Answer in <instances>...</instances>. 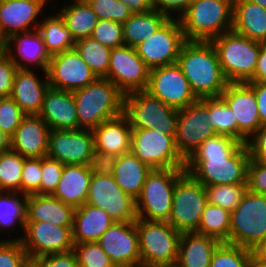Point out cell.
I'll return each instance as SVG.
<instances>
[{
	"instance_id": "obj_18",
	"label": "cell",
	"mask_w": 266,
	"mask_h": 267,
	"mask_svg": "<svg viewBox=\"0 0 266 267\" xmlns=\"http://www.w3.org/2000/svg\"><path fill=\"white\" fill-rule=\"evenodd\" d=\"M94 151L89 129L50 130L47 156L64 165H89Z\"/></svg>"
},
{
	"instance_id": "obj_47",
	"label": "cell",
	"mask_w": 266,
	"mask_h": 267,
	"mask_svg": "<svg viewBox=\"0 0 266 267\" xmlns=\"http://www.w3.org/2000/svg\"><path fill=\"white\" fill-rule=\"evenodd\" d=\"M90 37L111 49L125 45L122 24L112 20L99 19Z\"/></svg>"
},
{
	"instance_id": "obj_8",
	"label": "cell",
	"mask_w": 266,
	"mask_h": 267,
	"mask_svg": "<svg viewBox=\"0 0 266 267\" xmlns=\"http://www.w3.org/2000/svg\"><path fill=\"white\" fill-rule=\"evenodd\" d=\"M183 172L184 168L152 169L136 199L137 218L168 221L176 180Z\"/></svg>"
},
{
	"instance_id": "obj_58",
	"label": "cell",
	"mask_w": 266,
	"mask_h": 267,
	"mask_svg": "<svg viewBox=\"0 0 266 267\" xmlns=\"http://www.w3.org/2000/svg\"><path fill=\"white\" fill-rule=\"evenodd\" d=\"M255 93L261 124H266V83L246 82Z\"/></svg>"
},
{
	"instance_id": "obj_9",
	"label": "cell",
	"mask_w": 266,
	"mask_h": 267,
	"mask_svg": "<svg viewBox=\"0 0 266 267\" xmlns=\"http://www.w3.org/2000/svg\"><path fill=\"white\" fill-rule=\"evenodd\" d=\"M139 251L142 267H155L177 261L181 232L167 221L137 218Z\"/></svg>"
},
{
	"instance_id": "obj_4",
	"label": "cell",
	"mask_w": 266,
	"mask_h": 267,
	"mask_svg": "<svg viewBox=\"0 0 266 267\" xmlns=\"http://www.w3.org/2000/svg\"><path fill=\"white\" fill-rule=\"evenodd\" d=\"M222 72L229 83L248 82L257 66L260 42L237 34L233 30L210 40Z\"/></svg>"
},
{
	"instance_id": "obj_61",
	"label": "cell",
	"mask_w": 266,
	"mask_h": 267,
	"mask_svg": "<svg viewBox=\"0 0 266 267\" xmlns=\"http://www.w3.org/2000/svg\"><path fill=\"white\" fill-rule=\"evenodd\" d=\"M9 37L5 34L0 25V55H6L8 50Z\"/></svg>"
},
{
	"instance_id": "obj_6",
	"label": "cell",
	"mask_w": 266,
	"mask_h": 267,
	"mask_svg": "<svg viewBox=\"0 0 266 267\" xmlns=\"http://www.w3.org/2000/svg\"><path fill=\"white\" fill-rule=\"evenodd\" d=\"M266 242V196L247 190L230 214L229 243L255 251Z\"/></svg>"
},
{
	"instance_id": "obj_30",
	"label": "cell",
	"mask_w": 266,
	"mask_h": 267,
	"mask_svg": "<svg viewBox=\"0 0 266 267\" xmlns=\"http://www.w3.org/2000/svg\"><path fill=\"white\" fill-rule=\"evenodd\" d=\"M92 175L89 165H64L52 195L76 209L86 203Z\"/></svg>"
},
{
	"instance_id": "obj_35",
	"label": "cell",
	"mask_w": 266,
	"mask_h": 267,
	"mask_svg": "<svg viewBox=\"0 0 266 267\" xmlns=\"http://www.w3.org/2000/svg\"><path fill=\"white\" fill-rule=\"evenodd\" d=\"M33 26L41 35L45 49L50 57L75 47L76 41L59 13L46 17L41 23Z\"/></svg>"
},
{
	"instance_id": "obj_54",
	"label": "cell",
	"mask_w": 266,
	"mask_h": 267,
	"mask_svg": "<svg viewBox=\"0 0 266 267\" xmlns=\"http://www.w3.org/2000/svg\"><path fill=\"white\" fill-rule=\"evenodd\" d=\"M38 267H78L74 250L59 252L32 259Z\"/></svg>"
},
{
	"instance_id": "obj_45",
	"label": "cell",
	"mask_w": 266,
	"mask_h": 267,
	"mask_svg": "<svg viewBox=\"0 0 266 267\" xmlns=\"http://www.w3.org/2000/svg\"><path fill=\"white\" fill-rule=\"evenodd\" d=\"M78 267H116L97 242L74 244Z\"/></svg>"
},
{
	"instance_id": "obj_38",
	"label": "cell",
	"mask_w": 266,
	"mask_h": 267,
	"mask_svg": "<svg viewBox=\"0 0 266 267\" xmlns=\"http://www.w3.org/2000/svg\"><path fill=\"white\" fill-rule=\"evenodd\" d=\"M230 214L220 206L207 203L196 233L229 243Z\"/></svg>"
},
{
	"instance_id": "obj_50",
	"label": "cell",
	"mask_w": 266,
	"mask_h": 267,
	"mask_svg": "<svg viewBox=\"0 0 266 267\" xmlns=\"http://www.w3.org/2000/svg\"><path fill=\"white\" fill-rule=\"evenodd\" d=\"M41 158H25L21 175V194L40 195Z\"/></svg>"
},
{
	"instance_id": "obj_7",
	"label": "cell",
	"mask_w": 266,
	"mask_h": 267,
	"mask_svg": "<svg viewBox=\"0 0 266 267\" xmlns=\"http://www.w3.org/2000/svg\"><path fill=\"white\" fill-rule=\"evenodd\" d=\"M123 114L132 129H152L176 138L178 109L165 104L146 90L124 95Z\"/></svg>"
},
{
	"instance_id": "obj_1",
	"label": "cell",
	"mask_w": 266,
	"mask_h": 267,
	"mask_svg": "<svg viewBox=\"0 0 266 267\" xmlns=\"http://www.w3.org/2000/svg\"><path fill=\"white\" fill-rule=\"evenodd\" d=\"M176 63L197 99L220 97L229 83L211 41L186 40Z\"/></svg>"
},
{
	"instance_id": "obj_14",
	"label": "cell",
	"mask_w": 266,
	"mask_h": 267,
	"mask_svg": "<svg viewBox=\"0 0 266 267\" xmlns=\"http://www.w3.org/2000/svg\"><path fill=\"white\" fill-rule=\"evenodd\" d=\"M150 68L138 55L135 48L127 45L112 48L106 78L124 94L146 90Z\"/></svg>"
},
{
	"instance_id": "obj_62",
	"label": "cell",
	"mask_w": 266,
	"mask_h": 267,
	"mask_svg": "<svg viewBox=\"0 0 266 267\" xmlns=\"http://www.w3.org/2000/svg\"><path fill=\"white\" fill-rule=\"evenodd\" d=\"M10 149V138L0 130V153Z\"/></svg>"
},
{
	"instance_id": "obj_46",
	"label": "cell",
	"mask_w": 266,
	"mask_h": 267,
	"mask_svg": "<svg viewBox=\"0 0 266 267\" xmlns=\"http://www.w3.org/2000/svg\"><path fill=\"white\" fill-rule=\"evenodd\" d=\"M100 20L123 24L133 12L121 0H85Z\"/></svg>"
},
{
	"instance_id": "obj_56",
	"label": "cell",
	"mask_w": 266,
	"mask_h": 267,
	"mask_svg": "<svg viewBox=\"0 0 266 267\" xmlns=\"http://www.w3.org/2000/svg\"><path fill=\"white\" fill-rule=\"evenodd\" d=\"M246 145L252 159L259 163H266V124L261 125Z\"/></svg>"
},
{
	"instance_id": "obj_66",
	"label": "cell",
	"mask_w": 266,
	"mask_h": 267,
	"mask_svg": "<svg viewBox=\"0 0 266 267\" xmlns=\"http://www.w3.org/2000/svg\"><path fill=\"white\" fill-rule=\"evenodd\" d=\"M21 267H38V265L31 258H28Z\"/></svg>"
},
{
	"instance_id": "obj_48",
	"label": "cell",
	"mask_w": 266,
	"mask_h": 267,
	"mask_svg": "<svg viewBox=\"0 0 266 267\" xmlns=\"http://www.w3.org/2000/svg\"><path fill=\"white\" fill-rule=\"evenodd\" d=\"M26 116L11 96L0 97V130L11 138Z\"/></svg>"
},
{
	"instance_id": "obj_52",
	"label": "cell",
	"mask_w": 266,
	"mask_h": 267,
	"mask_svg": "<svg viewBox=\"0 0 266 267\" xmlns=\"http://www.w3.org/2000/svg\"><path fill=\"white\" fill-rule=\"evenodd\" d=\"M247 188L253 193L266 196V163L250 159L248 164Z\"/></svg>"
},
{
	"instance_id": "obj_53",
	"label": "cell",
	"mask_w": 266,
	"mask_h": 267,
	"mask_svg": "<svg viewBox=\"0 0 266 267\" xmlns=\"http://www.w3.org/2000/svg\"><path fill=\"white\" fill-rule=\"evenodd\" d=\"M17 70L16 63L7 54L0 55V97L11 95Z\"/></svg>"
},
{
	"instance_id": "obj_10",
	"label": "cell",
	"mask_w": 266,
	"mask_h": 267,
	"mask_svg": "<svg viewBox=\"0 0 266 267\" xmlns=\"http://www.w3.org/2000/svg\"><path fill=\"white\" fill-rule=\"evenodd\" d=\"M207 203L204 185L184 171L176 180L167 222L181 233L196 232Z\"/></svg>"
},
{
	"instance_id": "obj_21",
	"label": "cell",
	"mask_w": 266,
	"mask_h": 267,
	"mask_svg": "<svg viewBox=\"0 0 266 267\" xmlns=\"http://www.w3.org/2000/svg\"><path fill=\"white\" fill-rule=\"evenodd\" d=\"M220 97L237 120V140L246 144L261 127L254 90L246 83H228Z\"/></svg>"
},
{
	"instance_id": "obj_55",
	"label": "cell",
	"mask_w": 266,
	"mask_h": 267,
	"mask_svg": "<svg viewBox=\"0 0 266 267\" xmlns=\"http://www.w3.org/2000/svg\"><path fill=\"white\" fill-rule=\"evenodd\" d=\"M118 156L101 151H94L89 164L92 174L113 176Z\"/></svg>"
},
{
	"instance_id": "obj_36",
	"label": "cell",
	"mask_w": 266,
	"mask_h": 267,
	"mask_svg": "<svg viewBox=\"0 0 266 267\" xmlns=\"http://www.w3.org/2000/svg\"><path fill=\"white\" fill-rule=\"evenodd\" d=\"M75 41L91 36L99 18L86 1L73 2L58 12Z\"/></svg>"
},
{
	"instance_id": "obj_60",
	"label": "cell",
	"mask_w": 266,
	"mask_h": 267,
	"mask_svg": "<svg viewBox=\"0 0 266 267\" xmlns=\"http://www.w3.org/2000/svg\"><path fill=\"white\" fill-rule=\"evenodd\" d=\"M133 13H143L153 8L154 0H121Z\"/></svg>"
},
{
	"instance_id": "obj_39",
	"label": "cell",
	"mask_w": 266,
	"mask_h": 267,
	"mask_svg": "<svg viewBox=\"0 0 266 267\" xmlns=\"http://www.w3.org/2000/svg\"><path fill=\"white\" fill-rule=\"evenodd\" d=\"M74 48L98 78L107 77L111 48L102 45L91 37L77 40Z\"/></svg>"
},
{
	"instance_id": "obj_24",
	"label": "cell",
	"mask_w": 266,
	"mask_h": 267,
	"mask_svg": "<svg viewBox=\"0 0 266 267\" xmlns=\"http://www.w3.org/2000/svg\"><path fill=\"white\" fill-rule=\"evenodd\" d=\"M47 0H0V25L8 37L34 31L31 25L46 6ZM30 29V30H29Z\"/></svg>"
},
{
	"instance_id": "obj_49",
	"label": "cell",
	"mask_w": 266,
	"mask_h": 267,
	"mask_svg": "<svg viewBox=\"0 0 266 267\" xmlns=\"http://www.w3.org/2000/svg\"><path fill=\"white\" fill-rule=\"evenodd\" d=\"M64 164L57 159L44 156L41 158L40 195H52L62 176Z\"/></svg>"
},
{
	"instance_id": "obj_26",
	"label": "cell",
	"mask_w": 266,
	"mask_h": 267,
	"mask_svg": "<svg viewBox=\"0 0 266 267\" xmlns=\"http://www.w3.org/2000/svg\"><path fill=\"white\" fill-rule=\"evenodd\" d=\"M91 131L96 151L108 152L116 156L131 151L132 128L124 114L102 122Z\"/></svg>"
},
{
	"instance_id": "obj_69",
	"label": "cell",
	"mask_w": 266,
	"mask_h": 267,
	"mask_svg": "<svg viewBox=\"0 0 266 267\" xmlns=\"http://www.w3.org/2000/svg\"><path fill=\"white\" fill-rule=\"evenodd\" d=\"M262 44H263L264 46H266V39L262 42Z\"/></svg>"
},
{
	"instance_id": "obj_17",
	"label": "cell",
	"mask_w": 266,
	"mask_h": 267,
	"mask_svg": "<svg viewBox=\"0 0 266 267\" xmlns=\"http://www.w3.org/2000/svg\"><path fill=\"white\" fill-rule=\"evenodd\" d=\"M208 118L209 109L199 99L178 110L175 143L185 160L204 140L217 135Z\"/></svg>"
},
{
	"instance_id": "obj_33",
	"label": "cell",
	"mask_w": 266,
	"mask_h": 267,
	"mask_svg": "<svg viewBox=\"0 0 266 267\" xmlns=\"http://www.w3.org/2000/svg\"><path fill=\"white\" fill-rule=\"evenodd\" d=\"M151 171L152 169L148 165L130 151L118 156L113 177L119 187L136 200Z\"/></svg>"
},
{
	"instance_id": "obj_42",
	"label": "cell",
	"mask_w": 266,
	"mask_h": 267,
	"mask_svg": "<svg viewBox=\"0 0 266 267\" xmlns=\"http://www.w3.org/2000/svg\"><path fill=\"white\" fill-rule=\"evenodd\" d=\"M253 255L252 250L221 242L212 255L210 267H249Z\"/></svg>"
},
{
	"instance_id": "obj_19",
	"label": "cell",
	"mask_w": 266,
	"mask_h": 267,
	"mask_svg": "<svg viewBox=\"0 0 266 267\" xmlns=\"http://www.w3.org/2000/svg\"><path fill=\"white\" fill-rule=\"evenodd\" d=\"M46 73L50 87L68 92L83 88L97 78L75 48L51 56Z\"/></svg>"
},
{
	"instance_id": "obj_16",
	"label": "cell",
	"mask_w": 266,
	"mask_h": 267,
	"mask_svg": "<svg viewBox=\"0 0 266 267\" xmlns=\"http://www.w3.org/2000/svg\"><path fill=\"white\" fill-rule=\"evenodd\" d=\"M146 91L178 110L198 100L177 63L150 69Z\"/></svg>"
},
{
	"instance_id": "obj_41",
	"label": "cell",
	"mask_w": 266,
	"mask_h": 267,
	"mask_svg": "<svg viewBox=\"0 0 266 267\" xmlns=\"http://www.w3.org/2000/svg\"><path fill=\"white\" fill-rule=\"evenodd\" d=\"M25 158L12 149L0 153V191L21 193Z\"/></svg>"
},
{
	"instance_id": "obj_59",
	"label": "cell",
	"mask_w": 266,
	"mask_h": 267,
	"mask_svg": "<svg viewBox=\"0 0 266 267\" xmlns=\"http://www.w3.org/2000/svg\"><path fill=\"white\" fill-rule=\"evenodd\" d=\"M248 82L266 83V46H264L261 42L254 76Z\"/></svg>"
},
{
	"instance_id": "obj_15",
	"label": "cell",
	"mask_w": 266,
	"mask_h": 267,
	"mask_svg": "<svg viewBox=\"0 0 266 267\" xmlns=\"http://www.w3.org/2000/svg\"><path fill=\"white\" fill-rule=\"evenodd\" d=\"M73 227H63L49 222L26 221L21 240L29 258L67 252L73 249Z\"/></svg>"
},
{
	"instance_id": "obj_28",
	"label": "cell",
	"mask_w": 266,
	"mask_h": 267,
	"mask_svg": "<svg viewBox=\"0 0 266 267\" xmlns=\"http://www.w3.org/2000/svg\"><path fill=\"white\" fill-rule=\"evenodd\" d=\"M74 213V207L66 205L53 195H27L26 221L73 227Z\"/></svg>"
},
{
	"instance_id": "obj_32",
	"label": "cell",
	"mask_w": 266,
	"mask_h": 267,
	"mask_svg": "<svg viewBox=\"0 0 266 267\" xmlns=\"http://www.w3.org/2000/svg\"><path fill=\"white\" fill-rule=\"evenodd\" d=\"M221 242L196 232H183L177 262L183 267H210L212 255Z\"/></svg>"
},
{
	"instance_id": "obj_44",
	"label": "cell",
	"mask_w": 266,
	"mask_h": 267,
	"mask_svg": "<svg viewBox=\"0 0 266 267\" xmlns=\"http://www.w3.org/2000/svg\"><path fill=\"white\" fill-rule=\"evenodd\" d=\"M242 145L235 138L217 134L204 140L189 157L232 156Z\"/></svg>"
},
{
	"instance_id": "obj_63",
	"label": "cell",
	"mask_w": 266,
	"mask_h": 267,
	"mask_svg": "<svg viewBox=\"0 0 266 267\" xmlns=\"http://www.w3.org/2000/svg\"><path fill=\"white\" fill-rule=\"evenodd\" d=\"M254 255L266 265V242L254 251Z\"/></svg>"
},
{
	"instance_id": "obj_34",
	"label": "cell",
	"mask_w": 266,
	"mask_h": 267,
	"mask_svg": "<svg viewBox=\"0 0 266 267\" xmlns=\"http://www.w3.org/2000/svg\"><path fill=\"white\" fill-rule=\"evenodd\" d=\"M170 17L154 8L143 13H133L122 24L124 44L135 48L154 34Z\"/></svg>"
},
{
	"instance_id": "obj_67",
	"label": "cell",
	"mask_w": 266,
	"mask_h": 267,
	"mask_svg": "<svg viewBox=\"0 0 266 267\" xmlns=\"http://www.w3.org/2000/svg\"><path fill=\"white\" fill-rule=\"evenodd\" d=\"M247 1L258 4L262 6L263 8H266V0H247Z\"/></svg>"
},
{
	"instance_id": "obj_51",
	"label": "cell",
	"mask_w": 266,
	"mask_h": 267,
	"mask_svg": "<svg viewBox=\"0 0 266 267\" xmlns=\"http://www.w3.org/2000/svg\"><path fill=\"white\" fill-rule=\"evenodd\" d=\"M28 258L21 240H0V267H21Z\"/></svg>"
},
{
	"instance_id": "obj_37",
	"label": "cell",
	"mask_w": 266,
	"mask_h": 267,
	"mask_svg": "<svg viewBox=\"0 0 266 267\" xmlns=\"http://www.w3.org/2000/svg\"><path fill=\"white\" fill-rule=\"evenodd\" d=\"M19 192L0 191V229L8 230L11 228L14 231V226L17 224L21 229L25 230L26 225V210H27V195ZM21 199V200H20ZM17 223V224H16ZM11 227V228H10Z\"/></svg>"
},
{
	"instance_id": "obj_64",
	"label": "cell",
	"mask_w": 266,
	"mask_h": 267,
	"mask_svg": "<svg viewBox=\"0 0 266 267\" xmlns=\"http://www.w3.org/2000/svg\"><path fill=\"white\" fill-rule=\"evenodd\" d=\"M249 267H266V265H264L255 255H253Z\"/></svg>"
},
{
	"instance_id": "obj_5",
	"label": "cell",
	"mask_w": 266,
	"mask_h": 267,
	"mask_svg": "<svg viewBox=\"0 0 266 267\" xmlns=\"http://www.w3.org/2000/svg\"><path fill=\"white\" fill-rule=\"evenodd\" d=\"M250 159L243 144L232 156L188 157L184 171L204 186L247 183Z\"/></svg>"
},
{
	"instance_id": "obj_11",
	"label": "cell",
	"mask_w": 266,
	"mask_h": 267,
	"mask_svg": "<svg viewBox=\"0 0 266 267\" xmlns=\"http://www.w3.org/2000/svg\"><path fill=\"white\" fill-rule=\"evenodd\" d=\"M131 152L151 169L184 168L175 138L152 129H132Z\"/></svg>"
},
{
	"instance_id": "obj_31",
	"label": "cell",
	"mask_w": 266,
	"mask_h": 267,
	"mask_svg": "<svg viewBox=\"0 0 266 267\" xmlns=\"http://www.w3.org/2000/svg\"><path fill=\"white\" fill-rule=\"evenodd\" d=\"M232 30L262 43L266 39V8L247 0H233Z\"/></svg>"
},
{
	"instance_id": "obj_27",
	"label": "cell",
	"mask_w": 266,
	"mask_h": 267,
	"mask_svg": "<svg viewBox=\"0 0 266 267\" xmlns=\"http://www.w3.org/2000/svg\"><path fill=\"white\" fill-rule=\"evenodd\" d=\"M8 44L7 55L16 63L18 68L29 69L26 63L29 65L32 64V67L35 65L42 70L44 75L47 74L46 71L49 65L50 55L47 53L44 41L37 30L13 34L9 37ZM13 45L16 46L15 53L11 47ZM15 54H18L20 59Z\"/></svg>"
},
{
	"instance_id": "obj_68",
	"label": "cell",
	"mask_w": 266,
	"mask_h": 267,
	"mask_svg": "<svg viewBox=\"0 0 266 267\" xmlns=\"http://www.w3.org/2000/svg\"><path fill=\"white\" fill-rule=\"evenodd\" d=\"M74 2H83L85 0H73Z\"/></svg>"
},
{
	"instance_id": "obj_65",
	"label": "cell",
	"mask_w": 266,
	"mask_h": 267,
	"mask_svg": "<svg viewBox=\"0 0 266 267\" xmlns=\"http://www.w3.org/2000/svg\"><path fill=\"white\" fill-rule=\"evenodd\" d=\"M155 267H183L181 266L177 261L176 262H172V263H163V264H159Z\"/></svg>"
},
{
	"instance_id": "obj_29",
	"label": "cell",
	"mask_w": 266,
	"mask_h": 267,
	"mask_svg": "<svg viewBox=\"0 0 266 267\" xmlns=\"http://www.w3.org/2000/svg\"><path fill=\"white\" fill-rule=\"evenodd\" d=\"M114 222L115 220L102 208L83 204L75 209L73 243L97 242Z\"/></svg>"
},
{
	"instance_id": "obj_43",
	"label": "cell",
	"mask_w": 266,
	"mask_h": 267,
	"mask_svg": "<svg viewBox=\"0 0 266 267\" xmlns=\"http://www.w3.org/2000/svg\"><path fill=\"white\" fill-rule=\"evenodd\" d=\"M207 202L232 212L248 190L247 183L204 186Z\"/></svg>"
},
{
	"instance_id": "obj_22",
	"label": "cell",
	"mask_w": 266,
	"mask_h": 267,
	"mask_svg": "<svg viewBox=\"0 0 266 267\" xmlns=\"http://www.w3.org/2000/svg\"><path fill=\"white\" fill-rule=\"evenodd\" d=\"M50 130L39 115H26L10 138V149L26 158L47 156Z\"/></svg>"
},
{
	"instance_id": "obj_20",
	"label": "cell",
	"mask_w": 266,
	"mask_h": 267,
	"mask_svg": "<svg viewBox=\"0 0 266 267\" xmlns=\"http://www.w3.org/2000/svg\"><path fill=\"white\" fill-rule=\"evenodd\" d=\"M97 243L116 267H140L136 221H115Z\"/></svg>"
},
{
	"instance_id": "obj_13",
	"label": "cell",
	"mask_w": 266,
	"mask_h": 267,
	"mask_svg": "<svg viewBox=\"0 0 266 267\" xmlns=\"http://www.w3.org/2000/svg\"><path fill=\"white\" fill-rule=\"evenodd\" d=\"M86 204L102 208L117 222L137 220L136 200L119 187L113 176L92 175Z\"/></svg>"
},
{
	"instance_id": "obj_25",
	"label": "cell",
	"mask_w": 266,
	"mask_h": 267,
	"mask_svg": "<svg viewBox=\"0 0 266 267\" xmlns=\"http://www.w3.org/2000/svg\"><path fill=\"white\" fill-rule=\"evenodd\" d=\"M40 81L32 69L18 68L14 77L11 97L26 115H38L41 111L46 91L50 87L47 74Z\"/></svg>"
},
{
	"instance_id": "obj_23",
	"label": "cell",
	"mask_w": 266,
	"mask_h": 267,
	"mask_svg": "<svg viewBox=\"0 0 266 267\" xmlns=\"http://www.w3.org/2000/svg\"><path fill=\"white\" fill-rule=\"evenodd\" d=\"M38 115L50 129H78L76 102L72 92L49 87Z\"/></svg>"
},
{
	"instance_id": "obj_2",
	"label": "cell",
	"mask_w": 266,
	"mask_h": 267,
	"mask_svg": "<svg viewBox=\"0 0 266 267\" xmlns=\"http://www.w3.org/2000/svg\"><path fill=\"white\" fill-rule=\"evenodd\" d=\"M76 102L78 129L92 130L102 122L123 114L124 94L108 78H96L72 92Z\"/></svg>"
},
{
	"instance_id": "obj_12",
	"label": "cell",
	"mask_w": 266,
	"mask_h": 267,
	"mask_svg": "<svg viewBox=\"0 0 266 267\" xmlns=\"http://www.w3.org/2000/svg\"><path fill=\"white\" fill-rule=\"evenodd\" d=\"M185 41L179 19L171 17L135 49L146 65L153 69L175 64Z\"/></svg>"
},
{
	"instance_id": "obj_40",
	"label": "cell",
	"mask_w": 266,
	"mask_h": 267,
	"mask_svg": "<svg viewBox=\"0 0 266 267\" xmlns=\"http://www.w3.org/2000/svg\"><path fill=\"white\" fill-rule=\"evenodd\" d=\"M208 109V123L219 135H227L237 140V120H234L233 110L221 97L199 99Z\"/></svg>"
},
{
	"instance_id": "obj_57",
	"label": "cell",
	"mask_w": 266,
	"mask_h": 267,
	"mask_svg": "<svg viewBox=\"0 0 266 267\" xmlns=\"http://www.w3.org/2000/svg\"><path fill=\"white\" fill-rule=\"evenodd\" d=\"M192 0H154L153 8L168 15L170 18L173 17L171 13L177 12L179 17L188 7Z\"/></svg>"
},
{
	"instance_id": "obj_3",
	"label": "cell",
	"mask_w": 266,
	"mask_h": 267,
	"mask_svg": "<svg viewBox=\"0 0 266 267\" xmlns=\"http://www.w3.org/2000/svg\"><path fill=\"white\" fill-rule=\"evenodd\" d=\"M178 19L186 40L210 41L232 30L233 0H192Z\"/></svg>"
}]
</instances>
